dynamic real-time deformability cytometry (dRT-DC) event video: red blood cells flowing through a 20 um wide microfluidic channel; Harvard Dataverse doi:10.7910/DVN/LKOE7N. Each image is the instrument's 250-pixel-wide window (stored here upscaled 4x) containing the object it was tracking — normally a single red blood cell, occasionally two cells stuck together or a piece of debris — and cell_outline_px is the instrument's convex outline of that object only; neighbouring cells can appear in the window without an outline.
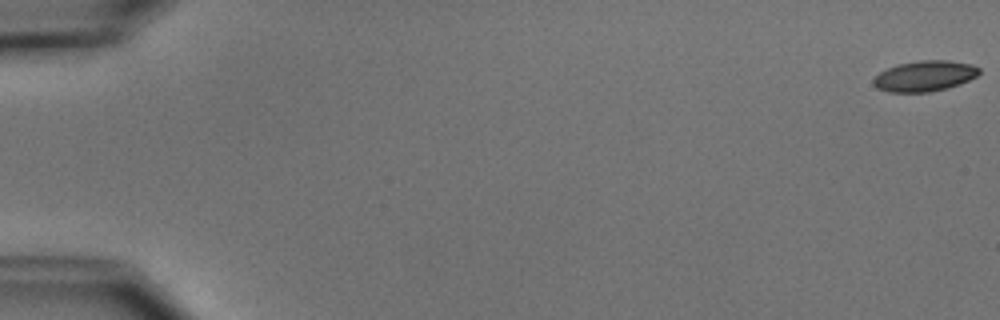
{"species": "common noctule bat (a hibernating species)", "species_latin": "Nyctalus noctula", "temperature_condition": "cold", "stored_images_in_passage": 16, "camera_frame_rate_fps": 3000, "um_per_image_px": 0.085, "animal": {"sex": "male", "body_mass_g": 15.6}, "frame": {"image": 1, "passage_image": 1, "time_ms": 0.0, "image_size_px": [1000, 320], "cell_outline_px": [[980, 72], [976, 76], [960, 84], [948, 88], [928, 92], [888, 92], [876, 88], [872, 84], [872, 80], [880, 72], [896, 64], [920, 60], [948, 60], [972, 64], [980, 68]], "centroid_in_image_um": [78.58, 6.46], "position_along_channel_um": 6.4, "area_um2": 19.02}}
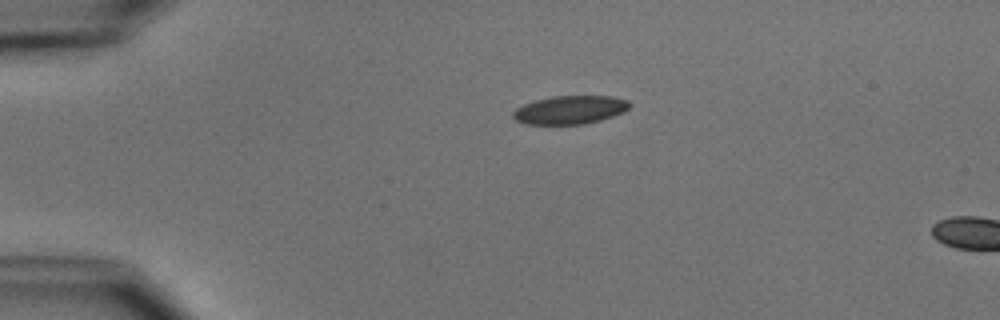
{"frame": {"image": 2, "passage_image": 13, "time_ms": 4.0, "image_size_px": [1000, 320], "cell_outline_px": [[632, 104], [624, 112], [600, 120], [584, 124], [524, 124], [516, 120], [512, 116], [512, 112], [516, 108], [524, 104], [536, 100], [552, 96], [612, 96], [628, 100]], "centroid_in_image_um": [48.45, 9.33], "position_along_channel_um": 36.5, "area_um2": 19.31}}